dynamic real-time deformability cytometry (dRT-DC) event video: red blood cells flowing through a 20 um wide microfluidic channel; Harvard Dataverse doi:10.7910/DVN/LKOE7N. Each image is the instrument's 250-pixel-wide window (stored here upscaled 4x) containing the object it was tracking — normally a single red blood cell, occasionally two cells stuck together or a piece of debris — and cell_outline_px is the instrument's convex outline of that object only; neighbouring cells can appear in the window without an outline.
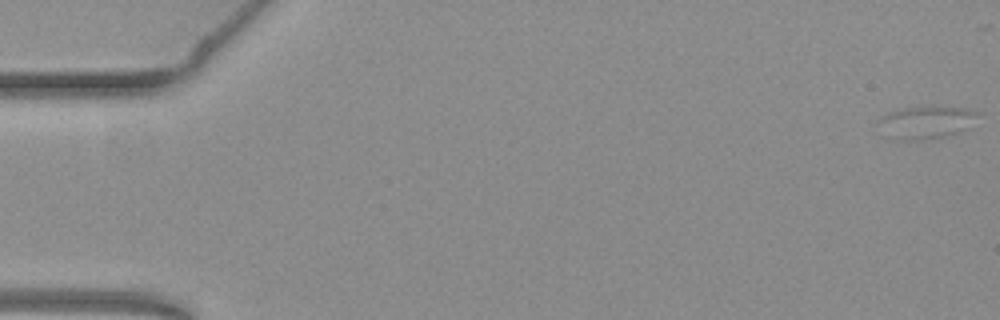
{"species": "common noctule bat (a hibernating species)", "species_latin": "Nyctalus noctula", "temperature_condition": "warm", "stored_images_in_passage": 8, "camera_frame_rate_fps": 3000, "um_per_image_px": 0.085, "animal": {"sex": "female", "body_mass_g": 19.3, "forearm_length_mm": 54.1}, "frame": {"image": 1, "passage_image": 1, "time_ms": 0.0, "image_size_px": [1000, 320], "cell_outline_px": [[980, 112], [968, 128], [960, 132], [944, 136], [916, 140], [900, 140], [876, 120], [880, 116], [888, 112], [904, 108], [968, 108]], "centroid_in_image_um": [78.8, 10.38], "position_along_channel_um": 6.2, "area_um2": 17.86}}